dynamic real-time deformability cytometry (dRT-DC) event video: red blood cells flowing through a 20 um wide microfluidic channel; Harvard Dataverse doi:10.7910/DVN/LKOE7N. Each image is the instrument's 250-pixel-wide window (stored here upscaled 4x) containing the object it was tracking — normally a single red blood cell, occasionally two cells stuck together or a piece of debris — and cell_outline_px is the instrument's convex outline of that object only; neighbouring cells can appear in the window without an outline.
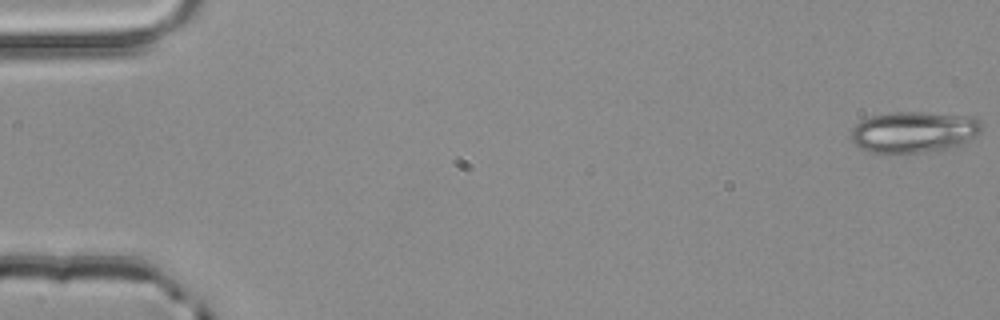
{"species": "common noctule bat (a hibernating species)", "species_latin": "Nyctalus noctula", "temperature_condition": "room temperature", "stored_images_in_passage": 5, "camera_frame_rate_fps": 3000, "um_per_image_px": 0.085, "animal": {"sex": "male", "body_mass_g": 20.4}, "frame": {"image": 1, "passage_image": 1, "time_ms": 0.0, "image_size_px": [1000, 320], "cell_outline_px": [[984, 124], [980, 132], [956, 148], [920, 152], [872, 152], [860, 148], [852, 140], [852, 128], [856, 124], [872, 116], [892, 112], [920, 112], [964, 116], [980, 120]], "centroid_in_image_um": [77.71, 11.22], "position_along_channel_um": 7.3, "area_um2": 30.98}}
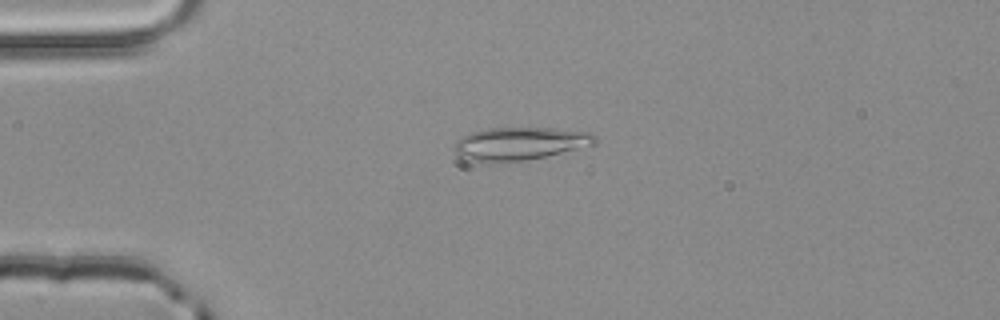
{"frame": {"image": 2, "passage_image": 4, "time_ms": 1.0, "image_size_px": [1000, 320], "cell_outline_px": [[596, 144], [544, 156], [524, 160], [468, 160], [460, 156], [456, 152], [452, 144], [460, 136], [468, 132], [484, 128], [552, 128], [592, 132], [596, 136]], "centroid_in_image_um": [44.17, 12.16], "position_along_channel_um": 40.8, "area_um2": 26.59}}